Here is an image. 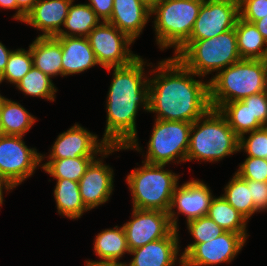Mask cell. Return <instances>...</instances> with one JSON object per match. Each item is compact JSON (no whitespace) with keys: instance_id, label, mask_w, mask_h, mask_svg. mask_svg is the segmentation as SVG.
I'll list each match as a JSON object with an SVG mask.
<instances>
[{"instance_id":"obj_1","label":"cell","mask_w":267,"mask_h":266,"mask_svg":"<svg viewBox=\"0 0 267 266\" xmlns=\"http://www.w3.org/2000/svg\"><path fill=\"white\" fill-rule=\"evenodd\" d=\"M155 67L154 77L149 78V112L157 114L155 119L193 123L211 108L209 81L194 79L198 75L176 57L165 58Z\"/></svg>"},{"instance_id":"obj_2","label":"cell","mask_w":267,"mask_h":266,"mask_svg":"<svg viewBox=\"0 0 267 266\" xmlns=\"http://www.w3.org/2000/svg\"><path fill=\"white\" fill-rule=\"evenodd\" d=\"M145 63L139 56L126 66L113 67V80L106 100L107 122L102 138L109 146L142 150L137 138L136 115L140 107L149 112L150 87L144 72Z\"/></svg>"},{"instance_id":"obj_3","label":"cell","mask_w":267,"mask_h":266,"mask_svg":"<svg viewBox=\"0 0 267 266\" xmlns=\"http://www.w3.org/2000/svg\"><path fill=\"white\" fill-rule=\"evenodd\" d=\"M215 74L208 80L213 109L267 90V60L240 59Z\"/></svg>"},{"instance_id":"obj_4","label":"cell","mask_w":267,"mask_h":266,"mask_svg":"<svg viewBox=\"0 0 267 266\" xmlns=\"http://www.w3.org/2000/svg\"><path fill=\"white\" fill-rule=\"evenodd\" d=\"M239 152V137L217 109L210 108L191 125L186 161L218 162Z\"/></svg>"},{"instance_id":"obj_5","label":"cell","mask_w":267,"mask_h":266,"mask_svg":"<svg viewBox=\"0 0 267 266\" xmlns=\"http://www.w3.org/2000/svg\"><path fill=\"white\" fill-rule=\"evenodd\" d=\"M173 57L200 78L218 73L241 59L235 28L209 39L188 40Z\"/></svg>"},{"instance_id":"obj_6","label":"cell","mask_w":267,"mask_h":266,"mask_svg":"<svg viewBox=\"0 0 267 266\" xmlns=\"http://www.w3.org/2000/svg\"><path fill=\"white\" fill-rule=\"evenodd\" d=\"M142 163L126 177L132 207L168 212L180 175L164 169L166 165Z\"/></svg>"},{"instance_id":"obj_7","label":"cell","mask_w":267,"mask_h":266,"mask_svg":"<svg viewBox=\"0 0 267 266\" xmlns=\"http://www.w3.org/2000/svg\"><path fill=\"white\" fill-rule=\"evenodd\" d=\"M204 0H159L151 8L156 41L161 50L176 53L190 38Z\"/></svg>"},{"instance_id":"obj_8","label":"cell","mask_w":267,"mask_h":266,"mask_svg":"<svg viewBox=\"0 0 267 266\" xmlns=\"http://www.w3.org/2000/svg\"><path fill=\"white\" fill-rule=\"evenodd\" d=\"M191 125L185 121L155 119L144 162L160 165L186 162Z\"/></svg>"},{"instance_id":"obj_9","label":"cell","mask_w":267,"mask_h":266,"mask_svg":"<svg viewBox=\"0 0 267 266\" xmlns=\"http://www.w3.org/2000/svg\"><path fill=\"white\" fill-rule=\"evenodd\" d=\"M45 155L34 148H28L23 136H0V180L13 190L33 175Z\"/></svg>"},{"instance_id":"obj_10","label":"cell","mask_w":267,"mask_h":266,"mask_svg":"<svg viewBox=\"0 0 267 266\" xmlns=\"http://www.w3.org/2000/svg\"><path fill=\"white\" fill-rule=\"evenodd\" d=\"M87 39L98 64L108 72L113 67L126 66L139 57L129 49L134 41L107 21H101Z\"/></svg>"},{"instance_id":"obj_11","label":"cell","mask_w":267,"mask_h":266,"mask_svg":"<svg viewBox=\"0 0 267 266\" xmlns=\"http://www.w3.org/2000/svg\"><path fill=\"white\" fill-rule=\"evenodd\" d=\"M238 18V1L204 0L189 40L209 39L222 34L235 28Z\"/></svg>"},{"instance_id":"obj_12","label":"cell","mask_w":267,"mask_h":266,"mask_svg":"<svg viewBox=\"0 0 267 266\" xmlns=\"http://www.w3.org/2000/svg\"><path fill=\"white\" fill-rule=\"evenodd\" d=\"M214 197L211 189L199 179H191L180 186L177 184L168 211L173 229L178 230V214L186 216V223L207 216Z\"/></svg>"},{"instance_id":"obj_13","label":"cell","mask_w":267,"mask_h":266,"mask_svg":"<svg viewBox=\"0 0 267 266\" xmlns=\"http://www.w3.org/2000/svg\"><path fill=\"white\" fill-rule=\"evenodd\" d=\"M125 149V146H109L101 154L102 159H95L79 180L80 195L89 210L105 204L114 190V171L112 167L104 164L103 159L114 151Z\"/></svg>"},{"instance_id":"obj_14","label":"cell","mask_w":267,"mask_h":266,"mask_svg":"<svg viewBox=\"0 0 267 266\" xmlns=\"http://www.w3.org/2000/svg\"><path fill=\"white\" fill-rule=\"evenodd\" d=\"M248 236L225 231L211 241L195 244L183 256V266L229 264L242 250Z\"/></svg>"},{"instance_id":"obj_15","label":"cell","mask_w":267,"mask_h":266,"mask_svg":"<svg viewBox=\"0 0 267 266\" xmlns=\"http://www.w3.org/2000/svg\"><path fill=\"white\" fill-rule=\"evenodd\" d=\"M132 209V219L123 224L130 251L165 238L174 230L168 212Z\"/></svg>"},{"instance_id":"obj_16","label":"cell","mask_w":267,"mask_h":266,"mask_svg":"<svg viewBox=\"0 0 267 266\" xmlns=\"http://www.w3.org/2000/svg\"><path fill=\"white\" fill-rule=\"evenodd\" d=\"M50 148L48 159H65L76 157H97L109 145L103 140H98L96 134L91 133L79 124H75L67 131L59 134Z\"/></svg>"},{"instance_id":"obj_17","label":"cell","mask_w":267,"mask_h":266,"mask_svg":"<svg viewBox=\"0 0 267 266\" xmlns=\"http://www.w3.org/2000/svg\"><path fill=\"white\" fill-rule=\"evenodd\" d=\"M178 235V230H173L165 238L131 250L129 255H133V257L124 266H174L177 259L179 266H183V256L179 254L180 240Z\"/></svg>"},{"instance_id":"obj_18","label":"cell","mask_w":267,"mask_h":266,"mask_svg":"<svg viewBox=\"0 0 267 266\" xmlns=\"http://www.w3.org/2000/svg\"><path fill=\"white\" fill-rule=\"evenodd\" d=\"M74 0H38L23 21L43 33L39 37H55L64 26L70 4Z\"/></svg>"},{"instance_id":"obj_19","label":"cell","mask_w":267,"mask_h":266,"mask_svg":"<svg viewBox=\"0 0 267 266\" xmlns=\"http://www.w3.org/2000/svg\"><path fill=\"white\" fill-rule=\"evenodd\" d=\"M151 9L140 0H113V9L107 21L128 35L134 42L144 30Z\"/></svg>"},{"instance_id":"obj_20","label":"cell","mask_w":267,"mask_h":266,"mask_svg":"<svg viewBox=\"0 0 267 266\" xmlns=\"http://www.w3.org/2000/svg\"><path fill=\"white\" fill-rule=\"evenodd\" d=\"M62 49V77L99 65L87 37L55 36Z\"/></svg>"},{"instance_id":"obj_21","label":"cell","mask_w":267,"mask_h":266,"mask_svg":"<svg viewBox=\"0 0 267 266\" xmlns=\"http://www.w3.org/2000/svg\"><path fill=\"white\" fill-rule=\"evenodd\" d=\"M33 66L52 77L62 76L61 44L54 37H39L29 45Z\"/></svg>"},{"instance_id":"obj_22","label":"cell","mask_w":267,"mask_h":266,"mask_svg":"<svg viewBox=\"0 0 267 266\" xmlns=\"http://www.w3.org/2000/svg\"><path fill=\"white\" fill-rule=\"evenodd\" d=\"M93 249L97 257L100 258V260H93V262L125 264V262H119L124 254L130 252L123 226H115L98 233L94 240Z\"/></svg>"},{"instance_id":"obj_23","label":"cell","mask_w":267,"mask_h":266,"mask_svg":"<svg viewBox=\"0 0 267 266\" xmlns=\"http://www.w3.org/2000/svg\"><path fill=\"white\" fill-rule=\"evenodd\" d=\"M235 33L241 59L267 60V41L254 23L238 18Z\"/></svg>"},{"instance_id":"obj_24","label":"cell","mask_w":267,"mask_h":266,"mask_svg":"<svg viewBox=\"0 0 267 266\" xmlns=\"http://www.w3.org/2000/svg\"><path fill=\"white\" fill-rule=\"evenodd\" d=\"M54 199L59 215L69 219H78L89 211L84 205L79 189V182L69 179H55Z\"/></svg>"},{"instance_id":"obj_25","label":"cell","mask_w":267,"mask_h":266,"mask_svg":"<svg viewBox=\"0 0 267 266\" xmlns=\"http://www.w3.org/2000/svg\"><path fill=\"white\" fill-rule=\"evenodd\" d=\"M36 122L20 103L4 98L0 108V124L4 135L24 136Z\"/></svg>"},{"instance_id":"obj_26","label":"cell","mask_w":267,"mask_h":266,"mask_svg":"<svg viewBox=\"0 0 267 266\" xmlns=\"http://www.w3.org/2000/svg\"><path fill=\"white\" fill-rule=\"evenodd\" d=\"M69 6L65 23L57 36L87 37L88 34L100 23L94 10L88 4H74ZM68 31H67V30Z\"/></svg>"},{"instance_id":"obj_27","label":"cell","mask_w":267,"mask_h":266,"mask_svg":"<svg viewBox=\"0 0 267 266\" xmlns=\"http://www.w3.org/2000/svg\"><path fill=\"white\" fill-rule=\"evenodd\" d=\"M207 216L227 232L248 235L246 226L248 220L240 214L224 197H214Z\"/></svg>"},{"instance_id":"obj_28","label":"cell","mask_w":267,"mask_h":266,"mask_svg":"<svg viewBox=\"0 0 267 266\" xmlns=\"http://www.w3.org/2000/svg\"><path fill=\"white\" fill-rule=\"evenodd\" d=\"M97 157H76L65 159H49L44 164H41L42 170L54 177L55 179H69L79 182L82 176L86 173L89 165Z\"/></svg>"},{"instance_id":"obj_29","label":"cell","mask_w":267,"mask_h":266,"mask_svg":"<svg viewBox=\"0 0 267 266\" xmlns=\"http://www.w3.org/2000/svg\"><path fill=\"white\" fill-rule=\"evenodd\" d=\"M231 181L224 188V199L232 205L247 220L254 213L259 212L253 204V199L248 187L247 180L234 173Z\"/></svg>"},{"instance_id":"obj_30","label":"cell","mask_w":267,"mask_h":266,"mask_svg":"<svg viewBox=\"0 0 267 266\" xmlns=\"http://www.w3.org/2000/svg\"><path fill=\"white\" fill-rule=\"evenodd\" d=\"M52 81L50 76L32 66L27 74L16 84V89L27 96L55 101L57 89Z\"/></svg>"},{"instance_id":"obj_31","label":"cell","mask_w":267,"mask_h":266,"mask_svg":"<svg viewBox=\"0 0 267 266\" xmlns=\"http://www.w3.org/2000/svg\"><path fill=\"white\" fill-rule=\"evenodd\" d=\"M218 110L238 137L264 127L260 122H251V112L242 101L225 103Z\"/></svg>"},{"instance_id":"obj_32","label":"cell","mask_w":267,"mask_h":266,"mask_svg":"<svg viewBox=\"0 0 267 266\" xmlns=\"http://www.w3.org/2000/svg\"><path fill=\"white\" fill-rule=\"evenodd\" d=\"M33 57L30 51L25 49H16L11 52L4 72L0 75V84L5 80L10 84L16 85L32 68Z\"/></svg>"},{"instance_id":"obj_33","label":"cell","mask_w":267,"mask_h":266,"mask_svg":"<svg viewBox=\"0 0 267 266\" xmlns=\"http://www.w3.org/2000/svg\"><path fill=\"white\" fill-rule=\"evenodd\" d=\"M187 229L192 235L194 242L188 244L185 250L180 253L184 256L195 244L211 241L224 233L225 230L220 227L208 216H203L187 222Z\"/></svg>"},{"instance_id":"obj_34","label":"cell","mask_w":267,"mask_h":266,"mask_svg":"<svg viewBox=\"0 0 267 266\" xmlns=\"http://www.w3.org/2000/svg\"><path fill=\"white\" fill-rule=\"evenodd\" d=\"M246 138L245 135H248ZM244 150L248 157L267 159V126L245 133L239 137V151Z\"/></svg>"},{"instance_id":"obj_35","label":"cell","mask_w":267,"mask_h":266,"mask_svg":"<svg viewBox=\"0 0 267 266\" xmlns=\"http://www.w3.org/2000/svg\"><path fill=\"white\" fill-rule=\"evenodd\" d=\"M235 173L245 180L267 181V159L247 156Z\"/></svg>"},{"instance_id":"obj_36","label":"cell","mask_w":267,"mask_h":266,"mask_svg":"<svg viewBox=\"0 0 267 266\" xmlns=\"http://www.w3.org/2000/svg\"><path fill=\"white\" fill-rule=\"evenodd\" d=\"M251 112V122L267 126V90L241 100Z\"/></svg>"},{"instance_id":"obj_37","label":"cell","mask_w":267,"mask_h":266,"mask_svg":"<svg viewBox=\"0 0 267 266\" xmlns=\"http://www.w3.org/2000/svg\"><path fill=\"white\" fill-rule=\"evenodd\" d=\"M267 15V0H240L239 18L254 23Z\"/></svg>"},{"instance_id":"obj_38","label":"cell","mask_w":267,"mask_h":266,"mask_svg":"<svg viewBox=\"0 0 267 266\" xmlns=\"http://www.w3.org/2000/svg\"><path fill=\"white\" fill-rule=\"evenodd\" d=\"M254 207L259 211L267 210V181L247 180Z\"/></svg>"},{"instance_id":"obj_39","label":"cell","mask_w":267,"mask_h":266,"mask_svg":"<svg viewBox=\"0 0 267 266\" xmlns=\"http://www.w3.org/2000/svg\"><path fill=\"white\" fill-rule=\"evenodd\" d=\"M87 3L102 21H108L112 15L113 0H88Z\"/></svg>"},{"instance_id":"obj_40","label":"cell","mask_w":267,"mask_h":266,"mask_svg":"<svg viewBox=\"0 0 267 266\" xmlns=\"http://www.w3.org/2000/svg\"><path fill=\"white\" fill-rule=\"evenodd\" d=\"M37 1L38 0H16L17 11L13 16V19L23 22L26 15L32 10Z\"/></svg>"},{"instance_id":"obj_41","label":"cell","mask_w":267,"mask_h":266,"mask_svg":"<svg viewBox=\"0 0 267 266\" xmlns=\"http://www.w3.org/2000/svg\"><path fill=\"white\" fill-rule=\"evenodd\" d=\"M12 51L13 50L7 49L6 46L0 42V75L4 72Z\"/></svg>"},{"instance_id":"obj_42","label":"cell","mask_w":267,"mask_h":266,"mask_svg":"<svg viewBox=\"0 0 267 266\" xmlns=\"http://www.w3.org/2000/svg\"><path fill=\"white\" fill-rule=\"evenodd\" d=\"M254 24L262 34L263 38L267 41V15L264 18L255 21Z\"/></svg>"},{"instance_id":"obj_43","label":"cell","mask_w":267,"mask_h":266,"mask_svg":"<svg viewBox=\"0 0 267 266\" xmlns=\"http://www.w3.org/2000/svg\"><path fill=\"white\" fill-rule=\"evenodd\" d=\"M85 262V266H124L122 263L93 262L91 260H86Z\"/></svg>"},{"instance_id":"obj_44","label":"cell","mask_w":267,"mask_h":266,"mask_svg":"<svg viewBox=\"0 0 267 266\" xmlns=\"http://www.w3.org/2000/svg\"><path fill=\"white\" fill-rule=\"evenodd\" d=\"M0 7L4 9H17L16 0H0Z\"/></svg>"},{"instance_id":"obj_45","label":"cell","mask_w":267,"mask_h":266,"mask_svg":"<svg viewBox=\"0 0 267 266\" xmlns=\"http://www.w3.org/2000/svg\"><path fill=\"white\" fill-rule=\"evenodd\" d=\"M140 1L151 9L159 0H140Z\"/></svg>"},{"instance_id":"obj_46","label":"cell","mask_w":267,"mask_h":266,"mask_svg":"<svg viewBox=\"0 0 267 266\" xmlns=\"http://www.w3.org/2000/svg\"><path fill=\"white\" fill-rule=\"evenodd\" d=\"M3 189H6V191H10L6 186L5 184L0 180V193H4L3 192Z\"/></svg>"},{"instance_id":"obj_47","label":"cell","mask_w":267,"mask_h":266,"mask_svg":"<svg viewBox=\"0 0 267 266\" xmlns=\"http://www.w3.org/2000/svg\"><path fill=\"white\" fill-rule=\"evenodd\" d=\"M4 199V196H3V193H0V206L3 205V200Z\"/></svg>"},{"instance_id":"obj_48","label":"cell","mask_w":267,"mask_h":266,"mask_svg":"<svg viewBox=\"0 0 267 266\" xmlns=\"http://www.w3.org/2000/svg\"><path fill=\"white\" fill-rule=\"evenodd\" d=\"M4 96H2L1 94H0V108H1V104H2V102H3V100H4Z\"/></svg>"},{"instance_id":"obj_49","label":"cell","mask_w":267,"mask_h":266,"mask_svg":"<svg viewBox=\"0 0 267 266\" xmlns=\"http://www.w3.org/2000/svg\"><path fill=\"white\" fill-rule=\"evenodd\" d=\"M4 135L1 129V124H0V136Z\"/></svg>"}]
</instances>
